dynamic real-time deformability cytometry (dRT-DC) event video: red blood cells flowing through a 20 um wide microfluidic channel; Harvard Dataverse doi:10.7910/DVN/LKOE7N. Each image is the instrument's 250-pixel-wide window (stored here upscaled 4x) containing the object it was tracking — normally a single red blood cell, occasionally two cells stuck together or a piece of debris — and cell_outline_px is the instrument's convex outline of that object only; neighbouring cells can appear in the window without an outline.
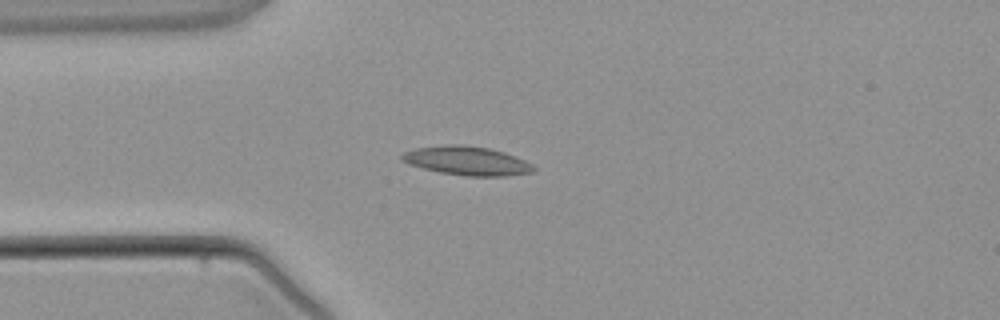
{"species": "common noctule bat (a hibernating species)", "species_latin": "Nyctalus noctula", "temperature_condition": "warm", "stored_images_in_passage": 2, "camera_frame_rate_fps": 3000, "um_per_image_px": 0.085, "animal": {"sex": "male", "body_mass_g": 21.5, "forearm_length_mm": 52.0}, "frame": {"image": 1, "passage_image": 2, "time_ms": 1.333, "image_size_px": [1000, 320], "cell_outline_px": [[536, 168], [532, 172], [504, 176], [464, 176], [440, 172], [408, 164], [400, 160], [400, 156], [404, 152], [416, 148], [448, 144], [464, 144], [488, 148], [504, 152], [524, 160], [532, 164]], "centroid_in_image_um": [39.66, 13.66], "position_along_channel_um": 45.3, "area_um2": 22.14}}